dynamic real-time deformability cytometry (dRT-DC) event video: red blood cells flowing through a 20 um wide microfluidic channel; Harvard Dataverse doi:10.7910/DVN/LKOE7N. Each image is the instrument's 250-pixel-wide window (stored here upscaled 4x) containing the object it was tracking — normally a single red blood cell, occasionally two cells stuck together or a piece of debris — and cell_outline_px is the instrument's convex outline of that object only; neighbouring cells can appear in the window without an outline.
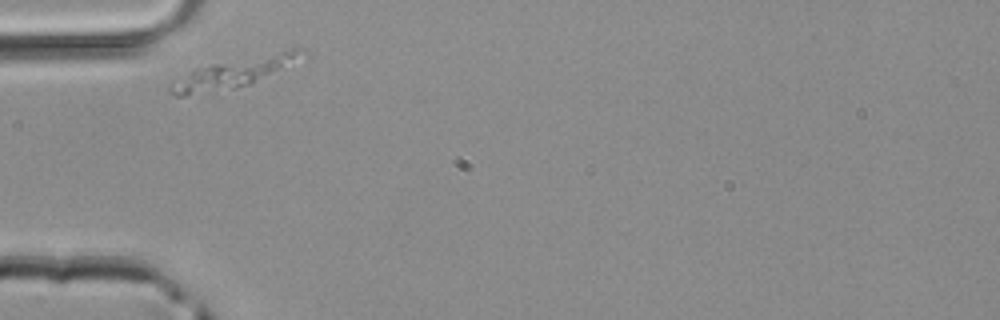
{"species": "common noctule bat (a hibernating species)", "species_latin": "Nyctalus noctula", "temperature_condition": "room temperature", "stored_images_in_passage": 2, "camera_frame_rate_fps": 3000, "um_per_image_px": 0.085, "animal": {"sex": "male", "body_mass_g": 20.4}, "frame": {"image": 1, "passage_image": 1, "time_ms": 0.0, "image_size_px": [1000, 320], "cell_outline_px": [[296, 52], [292, 56], [276, 68], [252, 84], [236, 88], [184, 96], [176, 96], [168, 88], [168, 84], [192, 68], [212, 64], [280, 52]], "centroid_in_image_um": [19.29, 6.33], "position_along_channel_um": 65.7, "area_um2": 20.06}}
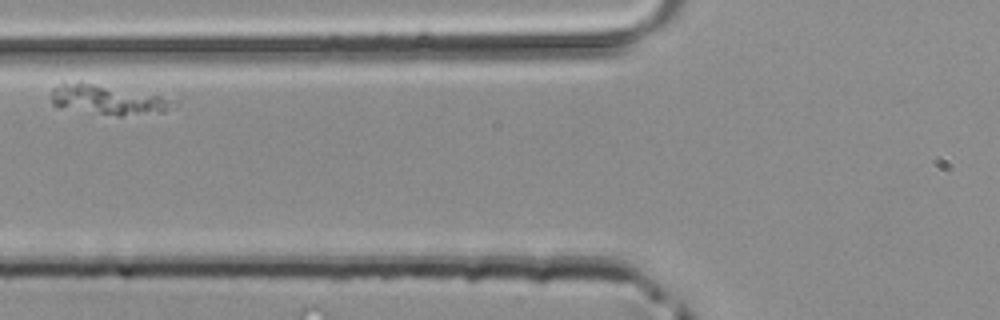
{"frame": {"image": 2, "passage_image": 2, "time_ms": 0.333, "image_size_px": [1000, 320], "cell_outline_px": [[180, 100], [176, 104], [164, 112], [120, 116], [116, 116], [56, 108], [52, 104], [52, 88], [64, 84], [80, 80]], "centroid_in_image_um": [9.16, 8.48], "position_along_channel_um": 116.6, "area_um2": 21.56}}